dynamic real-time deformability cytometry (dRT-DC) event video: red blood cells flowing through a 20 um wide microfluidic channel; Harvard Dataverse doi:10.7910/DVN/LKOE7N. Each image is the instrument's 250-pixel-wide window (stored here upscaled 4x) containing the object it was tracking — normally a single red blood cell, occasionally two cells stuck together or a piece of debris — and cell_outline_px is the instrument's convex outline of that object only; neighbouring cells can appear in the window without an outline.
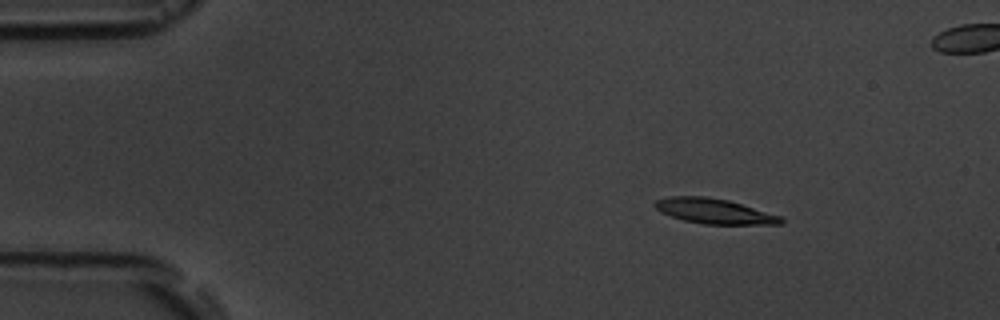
{"species": "common noctule bat (a hibernating species)", "species_latin": "Nyctalus noctula", "temperature_condition": "room temperature", "stored_images_in_passage": 10, "camera_frame_rate_fps": 3000, "um_per_image_px": 0.085, "animal": {"sex": "male", "body_mass_g": 19.5, "forearm_length_mm": 54.6}, "frame": {"image": 1, "passage_image": 1, "time_ms": 0.0, "image_size_px": [1000, 320], "cell_outline_px": [[784, 224], [704, 224], [684, 220], [660, 212], [652, 204], [656, 200], [668, 196], [704, 196], [728, 200], [780, 216], [784, 220]], "centroid_in_image_um": [60.67, 17.94], "position_along_channel_um": 24.3, "area_um2": 18.26}}
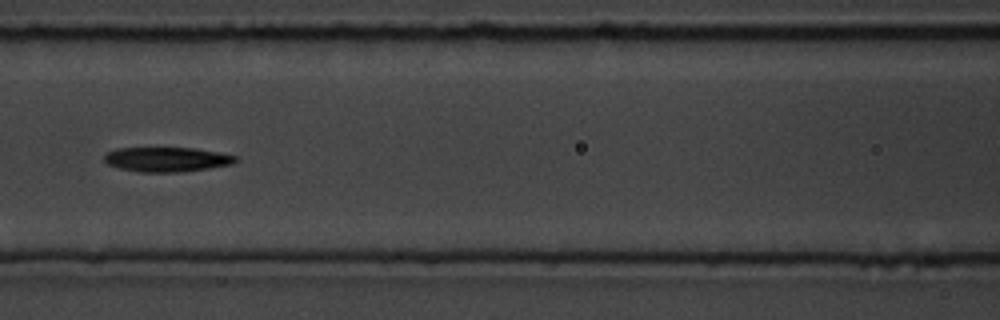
{"frame": {"image": 2, "passage_image": 6, "time_ms": 5.667, "image_size_px": [1000, 320], "cell_outline_px": [[240, 160], [232, 164], [208, 168], [180, 172], [140, 172], [120, 168], [108, 164], [104, 160], [104, 156], [108, 152], [116, 148], [196, 148], [220, 152], [236, 156]], "centroid_in_image_um": [14.21, 13.54], "position_along_channel_um": 152.4, "area_um2": 18.84}}
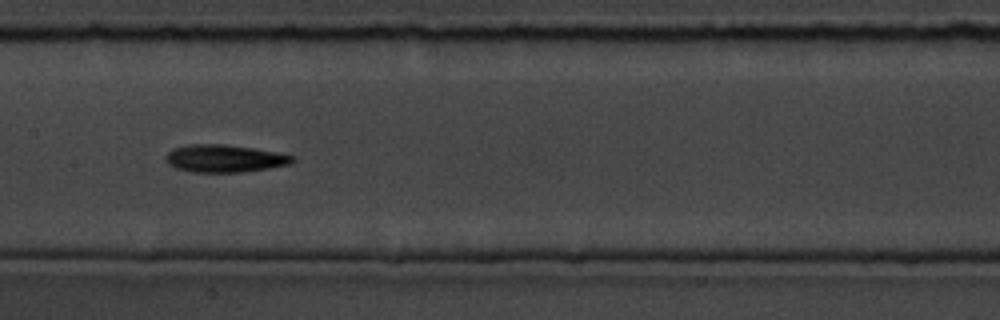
{"frame": {"image": 3, "passage_image": 7, "time_ms": 6.667, "image_size_px": [1000, 320], "cell_outline_px": [[296, 160], [288, 164], [268, 168], [244, 172], [192, 172], [176, 168], [168, 164], [164, 160], [164, 156], [172, 148], [192, 144], [224, 144], [252, 148], [276, 152], [292, 156]], "centroid_in_image_um": [19.02, 13.47], "position_along_channel_um": 188.4, "area_um2": 20.29}}